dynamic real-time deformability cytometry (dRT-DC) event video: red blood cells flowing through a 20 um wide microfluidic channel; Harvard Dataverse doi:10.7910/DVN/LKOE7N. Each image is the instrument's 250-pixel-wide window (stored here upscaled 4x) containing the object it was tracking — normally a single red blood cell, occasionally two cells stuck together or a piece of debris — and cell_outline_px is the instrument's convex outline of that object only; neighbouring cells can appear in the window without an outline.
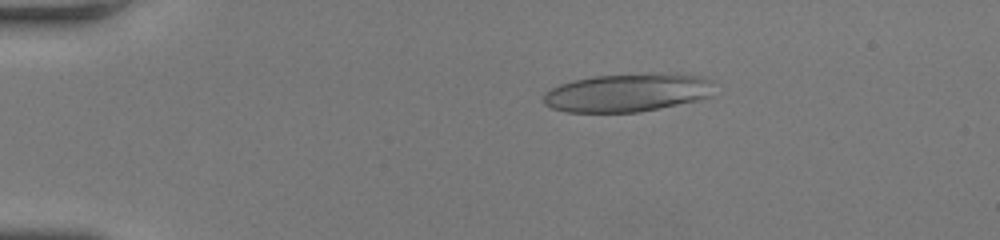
{"species": "human", "species_latin": "Homo sapiens", "temperature_condition": "room temperature", "stored_images_in_passage": 51, "camera_frame_rate_fps": 3000, "um_per_image_px": 0.085, "donor": {"sex": "female"}, "frame": {"image": 1, "passage_image": 5, "time_ms": 1.333, "image_size_px": [1000, 240], "cell_outline_px": [[716, 80], [712, 96], [700, 100], [640, 112], [568, 112], [552, 108], [544, 104], [544, 92], [560, 84], [572, 80], [592, 76], [660, 72], [676, 72], [704, 76]], "centroid_in_image_um": [53.45, 7.84], "position_along_channel_um": 31.5, "area_um2": 39.13}}
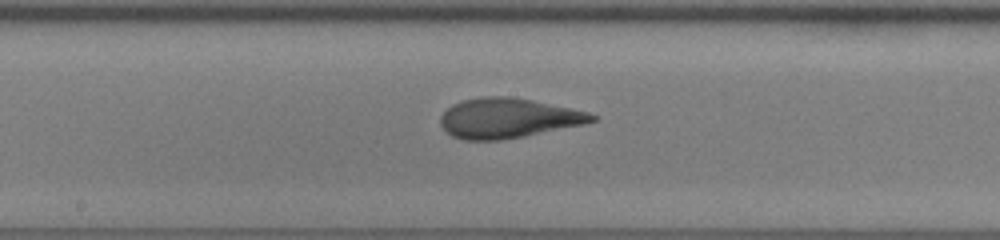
{"frame": {"image": 2, "passage_image": 25, "time_ms": 8.0, "image_size_px": [1000, 240], "cell_outline_px": [[596, 120], [584, 124], [524, 136], [500, 140], [464, 140], [452, 136], [444, 132], [440, 124], [440, 116], [452, 104], [464, 100], [484, 96], [508, 96], [532, 100], [588, 112], [596, 116]], "centroid_in_image_um": [43.13, 10.05], "position_along_channel_um": 205.1, "area_um2": 35.03}}
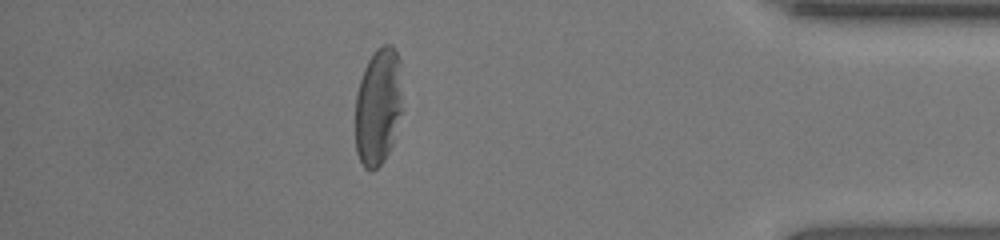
{"frame": {"image": 3, "passage_image": 44, "time_ms": 14.333, "image_size_px": [1000, 240], "cell_outline_px": [[400, 112], [392, 144], [384, 160], [372, 172], [368, 172], [364, 168], [356, 152], [356, 92], [364, 68], [368, 60], [376, 48], [384, 44], [392, 44], [396, 48], [400, 56]], "centroid_in_image_um": [32.12, 9.03], "position_along_channel_um": 403.1, "area_um2": 32.08}, "authors_computed_cell_mechanics": {"area_um2": 35.0268, "velocity_mm_per_s": 3.6703, "shape_relaxation_time_tau1_ms": 5.6003, "shape_relaxation_time_tau2_ms": 1.4503, "deformation_change_tau1": 0.2317, "deformation_change_tau2": 0.1069}}